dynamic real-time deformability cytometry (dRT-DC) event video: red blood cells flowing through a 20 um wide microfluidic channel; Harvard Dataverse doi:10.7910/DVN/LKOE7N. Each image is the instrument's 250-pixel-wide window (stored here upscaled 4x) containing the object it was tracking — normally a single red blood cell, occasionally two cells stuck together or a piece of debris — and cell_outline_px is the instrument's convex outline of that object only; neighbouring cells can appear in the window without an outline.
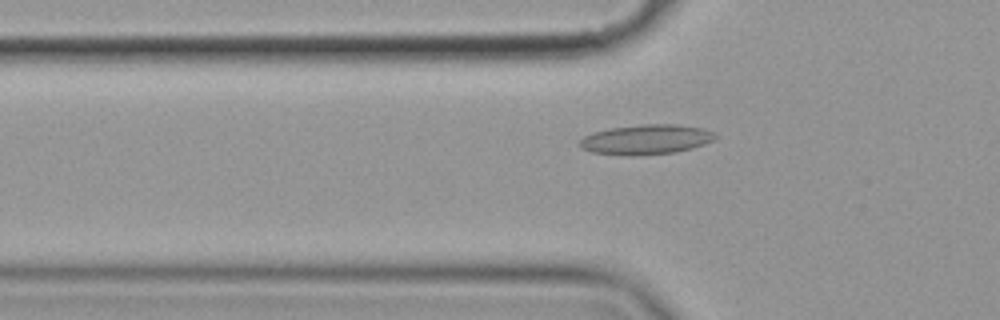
{"species": "common noctule bat (a hibernating species)", "species_latin": "Nyctalus noctula", "temperature_condition": "cold", "stored_images_in_passage": 53, "camera_frame_rate_fps": 3000, "um_per_image_px": 0.085, "animal": {"sex": "female", "body_mass_g": 19.9}, "frame": {"image": 1, "passage_image": 18, "time_ms": 5.667, "image_size_px": [1000, 320], "cell_outline_px": [[716, 140], [692, 148], [676, 152], [632, 156], [628, 156], [592, 152], [580, 148], [580, 140], [584, 136], [592, 132], [612, 128], [644, 124], [680, 124], [704, 128], [716, 132]], "centroid_in_image_um": [54.96, 11.85], "position_along_channel_um": 70.8, "area_um2": 23.81}}
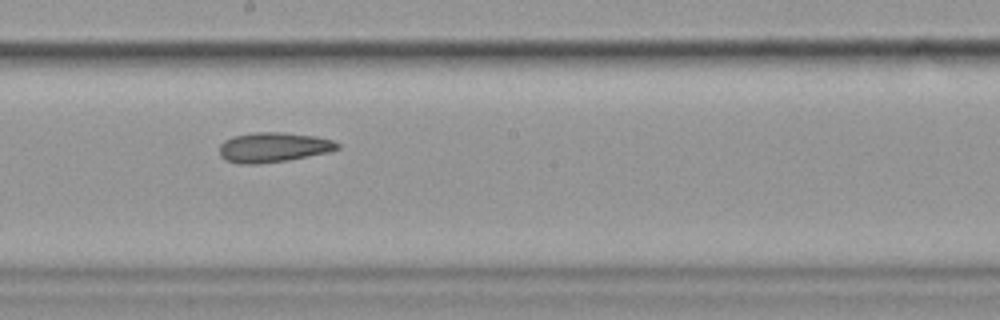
{"frame": {"image": 2, "passage_image": 31, "time_ms": 10.0, "image_size_px": [1000, 320], "cell_outline_px": [[340, 148], [328, 152], [288, 160], [260, 164], [240, 164], [224, 160], [220, 156], [220, 144], [224, 140], [232, 136], [256, 132], [284, 132], [316, 136], [332, 140], [340, 144]], "centroid_in_image_um": [23.21, 12.52], "position_along_channel_um": 225.0, "area_um2": 20.69}}
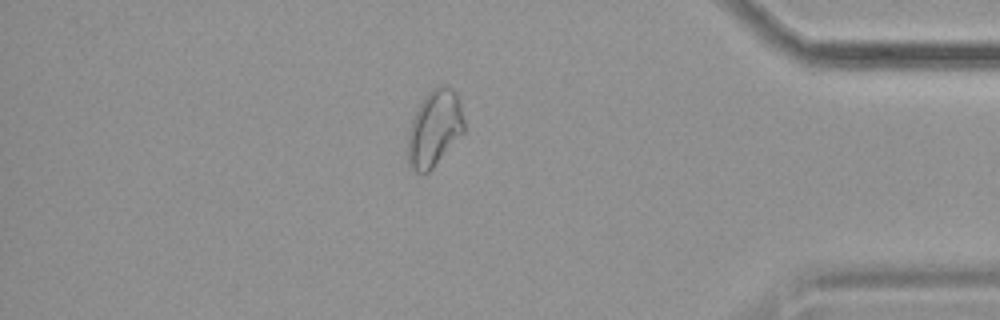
{"frame": {"image": 3, "passage_image": 48, "time_ms": 15.667, "image_size_px": [1000, 320], "cell_outline_px": [[464, 132], [432, 168], [424, 176], [408, 168], [408, 132], [412, 120], [424, 96], [432, 88], [440, 84], [456, 92], [460, 100], [464, 120]], "centroid_in_image_um": [36.92, 10.93], "position_along_channel_um": 398.3, "area_um2": 25.09}}